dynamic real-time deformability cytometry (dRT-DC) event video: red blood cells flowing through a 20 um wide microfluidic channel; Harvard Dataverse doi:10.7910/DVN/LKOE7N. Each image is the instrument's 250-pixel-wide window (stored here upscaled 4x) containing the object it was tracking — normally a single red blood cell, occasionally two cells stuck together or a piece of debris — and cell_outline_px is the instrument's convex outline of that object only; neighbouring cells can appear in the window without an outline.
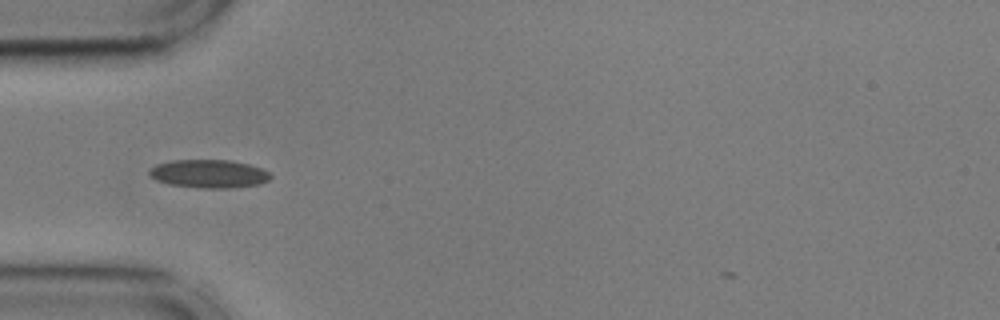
{"species": "common noctule bat (a hibernating species)", "species_latin": "Nyctalus noctula", "temperature_condition": "cold", "stored_images_in_passage": 38, "camera_frame_rate_fps": 3000, "um_per_image_px": 0.085, "animal": {"sex": "male", "body_mass_g": 17.9, "forearm_length_mm": 54.2}, "frame": {"image": 1, "passage_image": 1, "time_ms": 0.0, "image_size_px": [1000, 320], "cell_outline_px": [[272, 176], [268, 180], [260, 184], [228, 188], [204, 188], [168, 184], [156, 180], [148, 172], [156, 164], [172, 160], [228, 160], [248, 164], [260, 168], [268, 172]], "centroid_in_image_um": [17.75, 14.77], "position_along_channel_um": 67.2, "area_um2": 19.77}}
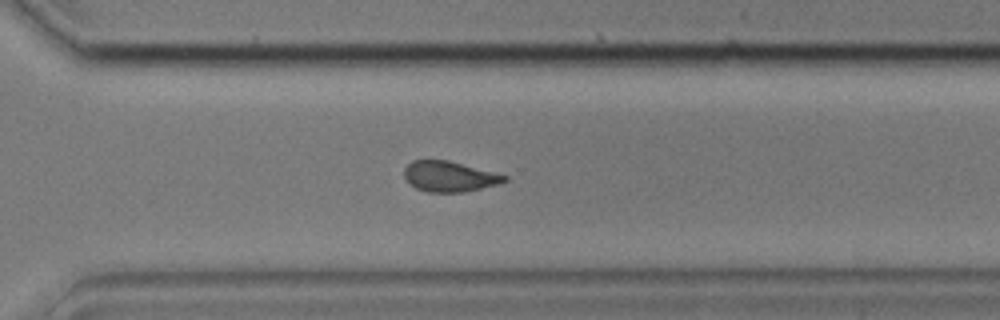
{"frame": {"image": 2, "passage_image": 23, "time_ms": 7.333, "image_size_px": [1000, 320], "cell_outline_px": [[508, 180], [500, 184], [464, 192], [428, 192], [416, 188], [404, 176], [404, 168], [412, 160], [448, 160], [508, 176]], "centroid_in_image_um": [38.21, 15.0], "position_along_channel_um": 332.4, "area_um2": 17.69}}
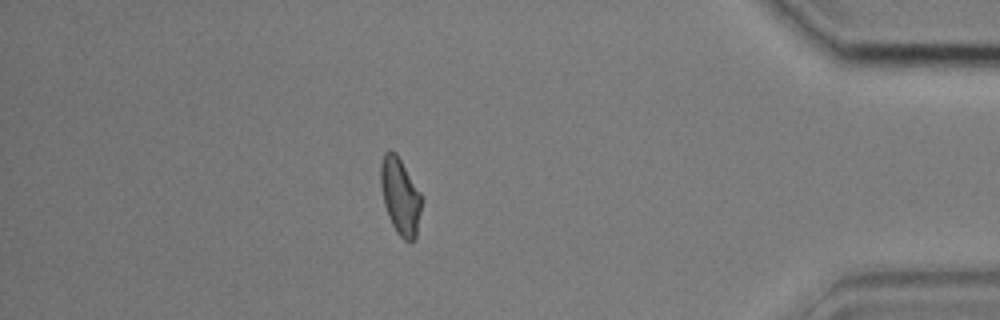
{"frame": {"image": 3, "passage_image": 32, "time_ms": 10.333, "image_size_px": [1000, 320], "cell_outline_px": [[420, 212], [416, 236], [412, 240], [404, 240], [396, 232], [388, 216], [384, 204], [380, 184], [380, 164], [384, 152], [388, 148], [396, 152], [420, 192]], "centroid_in_image_um": [33.98, 16.62], "position_along_channel_um": 401.2, "area_um2": 18.09}, "authors_computed_cell_mechanics": {"area_um2": 18.4382, "velocity_mm_per_s": 3.6162, "shape_relaxation_time_tau1_ms": 3.8607, "shape_relaxation_time_tau2_ms": 2.1123, "deformation_change_tau1": 0.1211, "deformation_change_tau2": 0.0866}}